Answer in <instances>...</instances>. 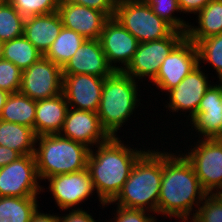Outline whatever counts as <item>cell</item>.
Instances as JSON below:
<instances>
[{
  "instance_id": "obj_1",
  "label": "cell",
  "mask_w": 222,
  "mask_h": 222,
  "mask_svg": "<svg viewBox=\"0 0 222 222\" xmlns=\"http://www.w3.org/2000/svg\"><path fill=\"white\" fill-rule=\"evenodd\" d=\"M165 150L158 215L189 222L208 193L202 188L191 162L182 151H176L180 152L176 154Z\"/></svg>"
},
{
  "instance_id": "obj_2",
  "label": "cell",
  "mask_w": 222,
  "mask_h": 222,
  "mask_svg": "<svg viewBox=\"0 0 222 222\" xmlns=\"http://www.w3.org/2000/svg\"><path fill=\"white\" fill-rule=\"evenodd\" d=\"M128 146L129 144H124L119 136H112L95 146V149H90L87 169L102 208L121 192L132 167L148 150V148L144 149V146H142L143 150Z\"/></svg>"
},
{
  "instance_id": "obj_3",
  "label": "cell",
  "mask_w": 222,
  "mask_h": 222,
  "mask_svg": "<svg viewBox=\"0 0 222 222\" xmlns=\"http://www.w3.org/2000/svg\"><path fill=\"white\" fill-rule=\"evenodd\" d=\"M162 173L163 150L148 149L132 167L121 192L105 206L115 203L124 208L147 210L158 215Z\"/></svg>"
},
{
  "instance_id": "obj_4",
  "label": "cell",
  "mask_w": 222,
  "mask_h": 222,
  "mask_svg": "<svg viewBox=\"0 0 222 222\" xmlns=\"http://www.w3.org/2000/svg\"><path fill=\"white\" fill-rule=\"evenodd\" d=\"M137 83L123 71H114L104 79L97 114L102 127L111 137L118 136V130L141 105Z\"/></svg>"
},
{
  "instance_id": "obj_5",
  "label": "cell",
  "mask_w": 222,
  "mask_h": 222,
  "mask_svg": "<svg viewBox=\"0 0 222 222\" xmlns=\"http://www.w3.org/2000/svg\"><path fill=\"white\" fill-rule=\"evenodd\" d=\"M35 145L34 157L40 181L87 168L90 148L80 142L60 134H48L37 136Z\"/></svg>"
},
{
  "instance_id": "obj_6",
  "label": "cell",
  "mask_w": 222,
  "mask_h": 222,
  "mask_svg": "<svg viewBox=\"0 0 222 222\" xmlns=\"http://www.w3.org/2000/svg\"><path fill=\"white\" fill-rule=\"evenodd\" d=\"M114 18L126 28L139 43L168 37L174 29L157 16L143 0L117 2Z\"/></svg>"
},
{
  "instance_id": "obj_7",
  "label": "cell",
  "mask_w": 222,
  "mask_h": 222,
  "mask_svg": "<svg viewBox=\"0 0 222 222\" xmlns=\"http://www.w3.org/2000/svg\"><path fill=\"white\" fill-rule=\"evenodd\" d=\"M183 153L191 162L202 188L215 194L222 186V138L197 139ZM194 147V148H192Z\"/></svg>"
},
{
  "instance_id": "obj_8",
  "label": "cell",
  "mask_w": 222,
  "mask_h": 222,
  "mask_svg": "<svg viewBox=\"0 0 222 222\" xmlns=\"http://www.w3.org/2000/svg\"><path fill=\"white\" fill-rule=\"evenodd\" d=\"M186 37V33L174 30L168 37L139 43L138 48L123 72L134 80L149 78L150 82L157 76L160 65L171 51Z\"/></svg>"
},
{
  "instance_id": "obj_9",
  "label": "cell",
  "mask_w": 222,
  "mask_h": 222,
  "mask_svg": "<svg viewBox=\"0 0 222 222\" xmlns=\"http://www.w3.org/2000/svg\"><path fill=\"white\" fill-rule=\"evenodd\" d=\"M39 180L34 154L22 155L0 167V197H38L44 192Z\"/></svg>"
},
{
  "instance_id": "obj_10",
  "label": "cell",
  "mask_w": 222,
  "mask_h": 222,
  "mask_svg": "<svg viewBox=\"0 0 222 222\" xmlns=\"http://www.w3.org/2000/svg\"><path fill=\"white\" fill-rule=\"evenodd\" d=\"M62 68L42 56L22 71L19 92L34 101L56 97L62 93Z\"/></svg>"
},
{
  "instance_id": "obj_11",
  "label": "cell",
  "mask_w": 222,
  "mask_h": 222,
  "mask_svg": "<svg viewBox=\"0 0 222 222\" xmlns=\"http://www.w3.org/2000/svg\"><path fill=\"white\" fill-rule=\"evenodd\" d=\"M199 65L196 44L185 37L163 60L157 76L151 81L160 92L174 89Z\"/></svg>"
},
{
  "instance_id": "obj_12",
  "label": "cell",
  "mask_w": 222,
  "mask_h": 222,
  "mask_svg": "<svg viewBox=\"0 0 222 222\" xmlns=\"http://www.w3.org/2000/svg\"><path fill=\"white\" fill-rule=\"evenodd\" d=\"M47 180L49 183L47 189L61 211L73 209V207L78 209L79 204L85 203L89 196L96 193L87 168L68 174L55 175Z\"/></svg>"
},
{
  "instance_id": "obj_13",
  "label": "cell",
  "mask_w": 222,
  "mask_h": 222,
  "mask_svg": "<svg viewBox=\"0 0 222 222\" xmlns=\"http://www.w3.org/2000/svg\"><path fill=\"white\" fill-rule=\"evenodd\" d=\"M99 40L114 71H123L128 66L139 45V41L114 17L104 24ZM117 63H121L120 66Z\"/></svg>"
},
{
  "instance_id": "obj_14",
  "label": "cell",
  "mask_w": 222,
  "mask_h": 222,
  "mask_svg": "<svg viewBox=\"0 0 222 222\" xmlns=\"http://www.w3.org/2000/svg\"><path fill=\"white\" fill-rule=\"evenodd\" d=\"M207 75L198 65L174 89L167 92L169 103L167 102L164 107L172 113L188 112L187 120L191 119L197 113L201 99L212 85Z\"/></svg>"
},
{
  "instance_id": "obj_15",
  "label": "cell",
  "mask_w": 222,
  "mask_h": 222,
  "mask_svg": "<svg viewBox=\"0 0 222 222\" xmlns=\"http://www.w3.org/2000/svg\"><path fill=\"white\" fill-rule=\"evenodd\" d=\"M62 75V93L69 108L97 113L105 78L88 74Z\"/></svg>"
},
{
  "instance_id": "obj_16",
  "label": "cell",
  "mask_w": 222,
  "mask_h": 222,
  "mask_svg": "<svg viewBox=\"0 0 222 222\" xmlns=\"http://www.w3.org/2000/svg\"><path fill=\"white\" fill-rule=\"evenodd\" d=\"M59 134L62 137L80 142L90 149L111 137L102 127L97 113L73 108L68 109Z\"/></svg>"
},
{
  "instance_id": "obj_17",
  "label": "cell",
  "mask_w": 222,
  "mask_h": 222,
  "mask_svg": "<svg viewBox=\"0 0 222 222\" xmlns=\"http://www.w3.org/2000/svg\"><path fill=\"white\" fill-rule=\"evenodd\" d=\"M189 120L199 139L222 138V81L218 85L212 83L197 113Z\"/></svg>"
},
{
  "instance_id": "obj_18",
  "label": "cell",
  "mask_w": 222,
  "mask_h": 222,
  "mask_svg": "<svg viewBox=\"0 0 222 222\" xmlns=\"http://www.w3.org/2000/svg\"><path fill=\"white\" fill-rule=\"evenodd\" d=\"M63 27L79 33L85 39H99L109 17L101 11L65 0L58 7Z\"/></svg>"
},
{
  "instance_id": "obj_19",
  "label": "cell",
  "mask_w": 222,
  "mask_h": 222,
  "mask_svg": "<svg viewBox=\"0 0 222 222\" xmlns=\"http://www.w3.org/2000/svg\"><path fill=\"white\" fill-rule=\"evenodd\" d=\"M113 72L99 39H86L62 68V74H88L101 78L109 77Z\"/></svg>"
},
{
  "instance_id": "obj_20",
  "label": "cell",
  "mask_w": 222,
  "mask_h": 222,
  "mask_svg": "<svg viewBox=\"0 0 222 222\" xmlns=\"http://www.w3.org/2000/svg\"><path fill=\"white\" fill-rule=\"evenodd\" d=\"M69 106L63 93L56 97L36 101L34 132L36 136L59 134L63 128Z\"/></svg>"
},
{
  "instance_id": "obj_21",
  "label": "cell",
  "mask_w": 222,
  "mask_h": 222,
  "mask_svg": "<svg viewBox=\"0 0 222 222\" xmlns=\"http://www.w3.org/2000/svg\"><path fill=\"white\" fill-rule=\"evenodd\" d=\"M63 23L58 11L25 18L24 36L43 55L59 35Z\"/></svg>"
},
{
  "instance_id": "obj_22",
  "label": "cell",
  "mask_w": 222,
  "mask_h": 222,
  "mask_svg": "<svg viewBox=\"0 0 222 222\" xmlns=\"http://www.w3.org/2000/svg\"><path fill=\"white\" fill-rule=\"evenodd\" d=\"M198 26L189 24L186 37L198 43L200 40L222 33V0H211L197 14Z\"/></svg>"
},
{
  "instance_id": "obj_23",
  "label": "cell",
  "mask_w": 222,
  "mask_h": 222,
  "mask_svg": "<svg viewBox=\"0 0 222 222\" xmlns=\"http://www.w3.org/2000/svg\"><path fill=\"white\" fill-rule=\"evenodd\" d=\"M36 134L30 127L0 120V145L17 151L21 156L34 154Z\"/></svg>"
},
{
  "instance_id": "obj_24",
  "label": "cell",
  "mask_w": 222,
  "mask_h": 222,
  "mask_svg": "<svg viewBox=\"0 0 222 222\" xmlns=\"http://www.w3.org/2000/svg\"><path fill=\"white\" fill-rule=\"evenodd\" d=\"M36 101L17 92L9 94L0 113V120L17 123L34 130Z\"/></svg>"
},
{
  "instance_id": "obj_25",
  "label": "cell",
  "mask_w": 222,
  "mask_h": 222,
  "mask_svg": "<svg viewBox=\"0 0 222 222\" xmlns=\"http://www.w3.org/2000/svg\"><path fill=\"white\" fill-rule=\"evenodd\" d=\"M85 40L79 33L62 27L59 35L43 56L63 68Z\"/></svg>"
},
{
  "instance_id": "obj_26",
  "label": "cell",
  "mask_w": 222,
  "mask_h": 222,
  "mask_svg": "<svg viewBox=\"0 0 222 222\" xmlns=\"http://www.w3.org/2000/svg\"><path fill=\"white\" fill-rule=\"evenodd\" d=\"M3 59L12 62L21 71L37 62L43 54L24 35L3 43Z\"/></svg>"
},
{
  "instance_id": "obj_27",
  "label": "cell",
  "mask_w": 222,
  "mask_h": 222,
  "mask_svg": "<svg viewBox=\"0 0 222 222\" xmlns=\"http://www.w3.org/2000/svg\"><path fill=\"white\" fill-rule=\"evenodd\" d=\"M38 203L37 197H0V222H30Z\"/></svg>"
},
{
  "instance_id": "obj_28",
  "label": "cell",
  "mask_w": 222,
  "mask_h": 222,
  "mask_svg": "<svg viewBox=\"0 0 222 222\" xmlns=\"http://www.w3.org/2000/svg\"><path fill=\"white\" fill-rule=\"evenodd\" d=\"M25 17L8 1L0 0V41L24 35Z\"/></svg>"
},
{
  "instance_id": "obj_29",
  "label": "cell",
  "mask_w": 222,
  "mask_h": 222,
  "mask_svg": "<svg viewBox=\"0 0 222 222\" xmlns=\"http://www.w3.org/2000/svg\"><path fill=\"white\" fill-rule=\"evenodd\" d=\"M199 65L210 63L222 81V33L200 40L196 43ZM202 61V62H201Z\"/></svg>"
},
{
  "instance_id": "obj_30",
  "label": "cell",
  "mask_w": 222,
  "mask_h": 222,
  "mask_svg": "<svg viewBox=\"0 0 222 222\" xmlns=\"http://www.w3.org/2000/svg\"><path fill=\"white\" fill-rule=\"evenodd\" d=\"M150 6L153 12L167 22L174 30L187 33L189 23L185 20L174 16L175 13L181 12L178 0H143ZM175 12V13H174ZM174 14V15H173Z\"/></svg>"
},
{
  "instance_id": "obj_31",
  "label": "cell",
  "mask_w": 222,
  "mask_h": 222,
  "mask_svg": "<svg viewBox=\"0 0 222 222\" xmlns=\"http://www.w3.org/2000/svg\"><path fill=\"white\" fill-rule=\"evenodd\" d=\"M23 17L50 14L58 11L61 0H8Z\"/></svg>"
},
{
  "instance_id": "obj_32",
  "label": "cell",
  "mask_w": 222,
  "mask_h": 222,
  "mask_svg": "<svg viewBox=\"0 0 222 222\" xmlns=\"http://www.w3.org/2000/svg\"><path fill=\"white\" fill-rule=\"evenodd\" d=\"M222 222V199L208 194L189 222Z\"/></svg>"
},
{
  "instance_id": "obj_33",
  "label": "cell",
  "mask_w": 222,
  "mask_h": 222,
  "mask_svg": "<svg viewBox=\"0 0 222 222\" xmlns=\"http://www.w3.org/2000/svg\"><path fill=\"white\" fill-rule=\"evenodd\" d=\"M22 71L12 62L0 60V90L17 93L21 87Z\"/></svg>"
},
{
  "instance_id": "obj_34",
  "label": "cell",
  "mask_w": 222,
  "mask_h": 222,
  "mask_svg": "<svg viewBox=\"0 0 222 222\" xmlns=\"http://www.w3.org/2000/svg\"><path fill=\"white\" fill-rule=\"evenodd\" d=\"M116 213H113L115 217L110 220L111 222H157L156 216L150 214L147 210L142 209H130L121 206L116 207ZM149 212V213H148Z\"/></svg>"
},
{
  "instance_id": "obj_35",
  "label": "cell",
  "mask_w": 222,
  "mask_h": 222,
  "mask_svg": "<svg viewBox=\"0 0 222 222\" xmlns=\"http://www.w3.org/2000/svg\"><path fill=\"white\" fill-rule=\"evenodd\" d=\"M104 12L109 18L114 17L117 0H65Z\"/></svg>"
},
{
  "instance_id": "obj_36",
  "label": "cell",
  "mask_w": 222,
  "mask_h": 222,
  "mask_svg": "<svg viewBox=\"0 0 222 222\" xmlns=\"http://www.w3.org/2000/svg\"><path fill=\"white\" fill-rule=\"evenodd\" d=\"M83 208L78 209H70L66 210L69 213L64 214L63 216H59L60 222H96L91 213L82 210Z\"/></svg>"
},
{
  "instance_id": "obj_37",
  "label": "cell",
  "mask_w": 222,
  "mask_h": 222,
  "mask_svg": "<svg viewBox=\"0 0 222 222\" xmlns=\"http://www.w3.org/2000/svg\"><path fill=\"white\" fill-rule=\"evenodd\" d=\"M211 0H178L181 12L196 15L200 12Z\"/></svg>"
},
{
  "instance_id": "obj_38",
  "label": "cell",
  "mask_w": 222,
  "mask_h": 222,
  "mask_svg": "<svg viewBox=\"0 0 222 222\" xmlns=\"http://www.w3.org/2000/svg\"><path fill=\"white\" fill-rule=\"evenodd\" d=\"M19 157H21V155L17 151L0 145V167L10 164Z\"/></svg>"
},
{
  "instance_id": "obj_39",
  "label": "cell",
  "mask_w": 222,
  "mask_h": 222,
  "mask_svg": "<svg viewBox=\"0 0 222 222\" xmlns=\"http://www.w3.org/2000/svg\"><path fill=\"white\" fill-rule=\"evenodd\" d=\"M30 222H60L59 215H51L50 213L46 214L40 212V209L32 215Z\"/></svg>"
},
{
  "instance_id": "obj_40",
  "label": "cell",
  "mask_w": 222,
  "mask_h": 222,
  "mask_svg": "<svg viewBox=\"0 0 222 222\" xmlns=\"http://www.w3.org/2000/svg\"><path fill=\"white\" fill-rule=\"evenodd\" d=\"M8 96H9L8 92L0 90V113L5 105Z\"/></svg>"
},
{
  "instance_id": "obj_41",
  "label": "cell",
  "mask_w": 222,
  "mask_h": 222,
  "mask_svg": "<svg viewBox=\"0 0 222 222\" xmlns=\"http://www.w3.org/2000/svg\"><path fill=\"white\" fill-rule=\"evenodd\" d=\"M215 195L217 197H219L220 199H222V186L220 187V189L215 193Z\"/></svg>"
},
{
  "instance_id": "obj_42",
  "label": "cell",
  "mask_w": 222,
  "mask_h": 222,
  "mask_svg": "<svg viewBox=\"0 0 222 222\" xmlns=\"http://www.w3.org/2000/svg\"><path fill=\"white\" fill-rule=\"evenodd\" d=\"M2 51H3V42L0 41V60L3 59V53H2Z\"/></svg>"
}]
</instances>
